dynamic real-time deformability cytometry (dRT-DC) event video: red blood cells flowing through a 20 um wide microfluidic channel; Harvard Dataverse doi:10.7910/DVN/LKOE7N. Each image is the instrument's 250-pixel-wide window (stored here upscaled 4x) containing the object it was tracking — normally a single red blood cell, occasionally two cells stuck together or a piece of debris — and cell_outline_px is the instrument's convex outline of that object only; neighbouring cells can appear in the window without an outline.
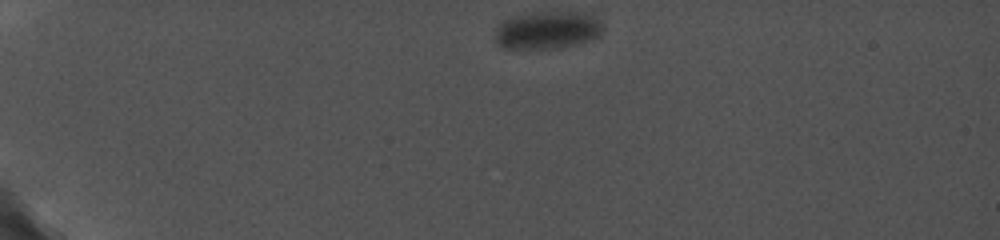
{"species": "common noctule bat (a hibernating species)", "species_latin": "Nyctalus noctula", "temperature_condition": "cold", "stored_images_in_passage": 52, "camera_frame_rate_fps": 5000, "um_per_image_px": 0.085, "animal": {"sex": "female", "body_mass_g": 19.0, "forearm_length_mm": 56.7}, "frame": {"image": 1, "passage_image": 1, "time_ms": 0.0, "image_size_px": [1000, 240], "cell_outline_px": [[604, 32], [600, 36], [592, 40], [556, 48], [504, 48], [496, 40], [496, 24], [504, 20], [516, 16], [536, 12], [576, 12], [592, 16], [600, 20], [604, 28]], "centroid_in_image_um": [46.56, 2.56], "position_along_channel_um": 38.4, "area_um2": 23.52}}
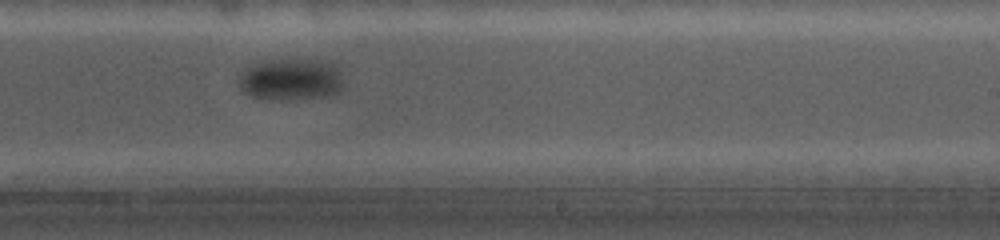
{"frame": {"image": 2, "passage_image": 35, "time_ms": 9.2, "image_size_px": [1000, 240], "cell_outline_px": [[344, 84], [340, 92], [328, 96], [276, 100], [272, 100], [248, 96], [240, 88], [240, 76], [244, 68], [260, 60], [332, 60], [336, 64], [340, 72]], "centroid_in_image_um": [24.75, 6.74], "position_along_channel_um": 264.2, "area_um2": 26.01}}
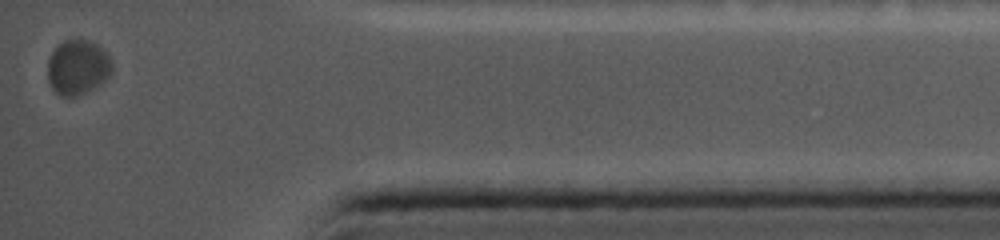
{"frame": {"image": 3, "passage_image": 52, "time_ms": 14.6, "image_size_px": [1000, 240], "cell_outline_px": [[112, 72], [100, 84], [76, 96], [60, 96], [52, 88], [48, 80], [48, 60], [52, 52], [64, 40], [88, 40], [96, 44], [112, 60]], "centroid_in_image_um": [6.6, 5.72], "position_along_channel_um": 428.6, "area_um2": 20.23}, "authors_computed_cell_mechanics": {"area_um2": 26.6458, "velocity_mm_per_s": 3.3105, "shape_relaxation_time_tau1_ms": 0.719, "shape_relaxation_time_tau2_ms": null, "deformation_change_tau1": 0.0118, "deformation_change_tau2": null}}